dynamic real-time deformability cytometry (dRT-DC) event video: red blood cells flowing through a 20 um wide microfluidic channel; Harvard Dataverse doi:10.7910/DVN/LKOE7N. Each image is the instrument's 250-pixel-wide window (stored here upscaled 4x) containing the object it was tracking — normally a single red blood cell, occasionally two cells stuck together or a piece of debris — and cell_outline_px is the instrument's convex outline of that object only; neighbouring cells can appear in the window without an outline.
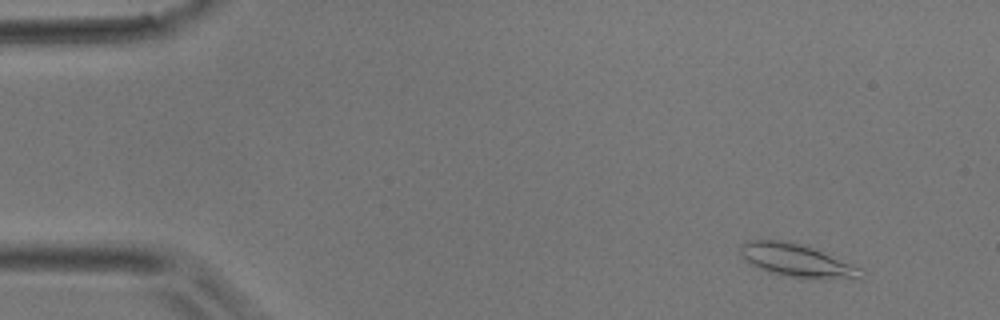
{"species": "common noctule bat (a hibernating species)", "species_latin": "Nyctalus noctula", "temperature_condition": "room temperature", "stored_images_in_passage": 4, "camera_frame_rate_fps": 3000, "um_per_image_px": 0.085, "animal": {"sex": "male", "body_mass_g": 17.9}, "frame": {"image": 1, "passage_image": 1, "time_ms": 0.0, "image_size_px": [1000, 320], "cell_outline_px": [[864, 268], [856, 276], [792, 276], [768, 272], [744, 260], [740, 252], [740, 244], [744, 240], [780, 240], [812, 248]], "centroid_in_image_um": [67.55, 22.07], "position_along_channel_um": 17.5, "area_um2": 21.62}}